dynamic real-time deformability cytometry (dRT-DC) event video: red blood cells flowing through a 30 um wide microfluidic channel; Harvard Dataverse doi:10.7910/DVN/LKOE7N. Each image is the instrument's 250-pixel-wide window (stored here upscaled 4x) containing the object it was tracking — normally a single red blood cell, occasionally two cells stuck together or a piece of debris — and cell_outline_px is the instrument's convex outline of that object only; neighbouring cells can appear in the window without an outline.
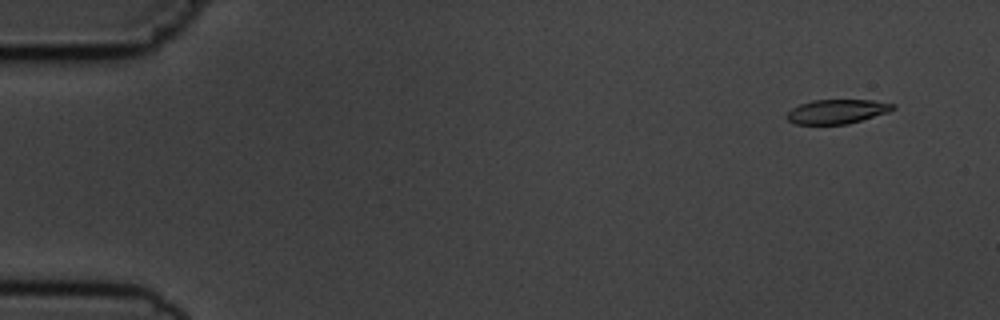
{"species": "common noctule bat (a hibernating species)", "species_latin": "Nyctalus noctula", "temperature_condition": "cold", "stored_images_in_passage": 5, "camera_frame_rate_fps": 3000, "um_per_image_px": 0.085, "animal": {"sex": "male", "body_mass_g": 19.5, "forearm_length_mm": 54.6}, "frame": {"image": 1, "passage_image": 1, "time_ms": 0.0, "image_size_px": [1000, 320], "cell_outline_px": [[896, 108], [888, 112], [848, 124], [796, 124], [788, 120], [784, 116], [792, 108], [800, 104], [812, 100], [872, 100], [892, 104]], "centroid_in_image_um": [71.11, 9.48], "position_along_channel_um": 13.9, "area_um2": 14.91}}